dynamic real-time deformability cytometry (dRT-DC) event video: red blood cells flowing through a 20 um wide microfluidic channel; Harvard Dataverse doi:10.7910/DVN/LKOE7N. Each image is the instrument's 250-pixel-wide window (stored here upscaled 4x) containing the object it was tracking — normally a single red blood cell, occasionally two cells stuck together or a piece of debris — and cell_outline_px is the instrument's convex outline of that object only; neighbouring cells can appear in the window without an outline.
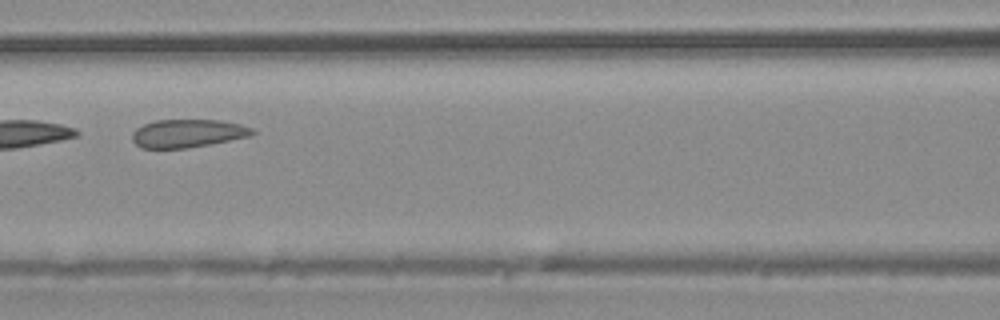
{"species": "common noctule bat (a hibernating species)", "species_latin": "Nyctalus noctula", "temperature_condition": "warm", "stored_images_in_passage": 4, "camera_frame_rate_fps": 3000, "um_per_image_px": 0.085, "animal": {"sex": "male", "body_mass_g": 20.4}, "frame": {"image": 1, "passage_image": 4, "time_ms": 3.333, "image_size_px": [1000, 320], "cell_outline_px": [[256, 132], [252, 136], [208, 144], [184, 148], [140, 148], [132, 140], [132, 132], [136, 128], [144, 124], [156, 120], [220, 120], [240, 124], [252, 128]], "centroid_in_image_um": [15.95, 11.33], "position_along_channel_um": 150.7, "area_um2": 19.65}}